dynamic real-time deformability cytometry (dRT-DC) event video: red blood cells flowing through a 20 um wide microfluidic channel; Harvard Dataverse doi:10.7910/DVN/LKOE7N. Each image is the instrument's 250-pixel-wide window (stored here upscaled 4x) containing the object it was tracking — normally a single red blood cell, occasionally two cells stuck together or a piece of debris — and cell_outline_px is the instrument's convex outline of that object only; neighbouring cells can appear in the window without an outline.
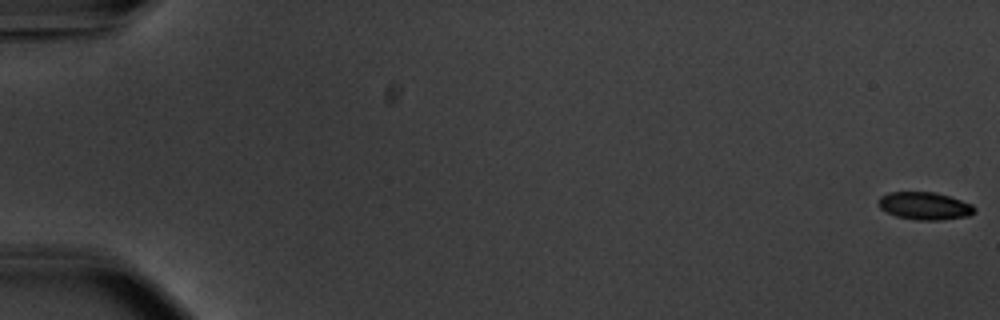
{"species": "common noctule bat (a hibernating species)", "species_latin": "Nyctalus noctula", "temperature_condition": "warm", "stored_images_in_passage": 56, "camera_frame_rate_fps": 3000, "um_per_image_px": 0.085, "animal": {"sex": "male", "body_mass_g": 20.1, "forearm_length_mm": 53.5}, "frame": {"image": 1, "passage_image": 1, "time_ms": 0.0, "image_size_px": [1000, 320], "cell_outline_px": [[976, 212], [968, 216], [940, 220], [916, 220], [896, 216], [880, 208], [880, 196], [888, 192], [936, 192], [972, 204], [976, 208]], "centroid_in_image_um": [78.63, 17.5], "position_along_channel_um": 6.4, "area_um2": 15.37}}
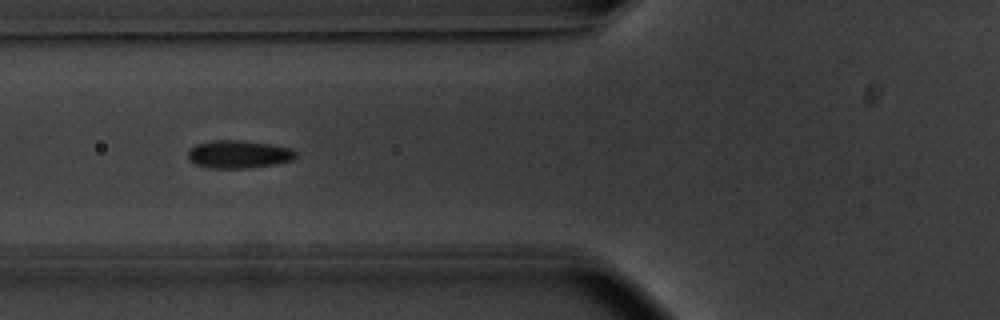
{"frame": {"image": 2, "passage_image": 23, "time_ms": 7.333, "image_size_px": [1000, 320], "cell_outline_px": [[296, 156], [292, 160], [276, 164], [248, 168], [212, 168], [196, 164], [188, 160], [188, 152], [196, 144], [212, 140], [244, 140], [272, 144], [292, 148], [296, 152]], "centroid_in_image_um": [20.31, 13.1], "position_along_channel_um": 105.5, "area_um2": 17.63}}
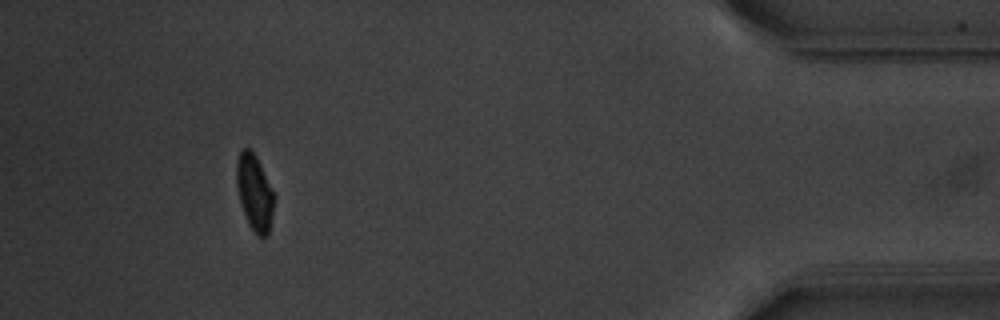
{"frame": {"image": 3, "passage_image": 52, "time_ms": 17.0, "image_size_px": [1000, 320], "cell_outline_px": [[276, 196], [268, 236], [256, 236], [248, 224], [236, 188], [236, 160], [240, 152], [244, 148], [252, 148]], "centroid_in_image_um": [21.64, 16.36], "position_along_channel_um": 413.6, "area_um2": 16.88}, "authors_computed_cell_mechanics": {"area_um2": 16.8776, "velocity_mm_per_s": 3.7393, "shape_relaxation_time_tau1_ms": 3.8257, "shape_relaxation_time_tau2_ms": null, "deformation_change_tau1": 0.1358, "deformation_change_tau2": null}}